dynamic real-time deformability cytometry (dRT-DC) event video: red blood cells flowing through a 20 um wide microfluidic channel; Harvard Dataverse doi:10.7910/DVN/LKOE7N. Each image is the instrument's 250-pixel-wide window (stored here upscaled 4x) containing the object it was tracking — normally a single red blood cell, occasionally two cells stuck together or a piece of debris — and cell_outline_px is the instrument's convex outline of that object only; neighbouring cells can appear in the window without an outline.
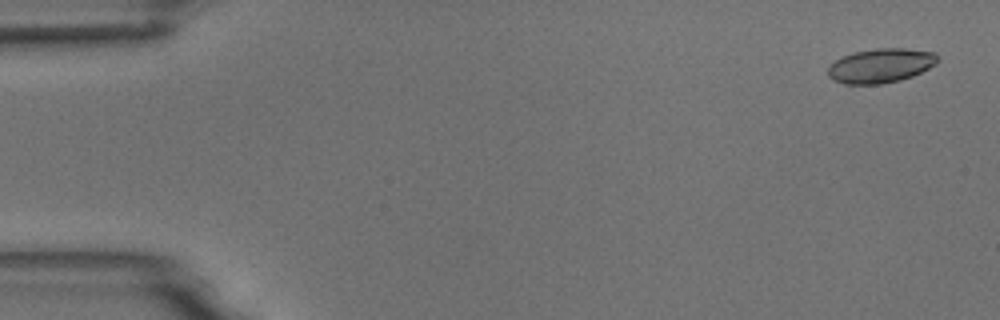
{"species": "common noctule bat (a hibernating species)", "species_latin": "Nyctalus noctula", "temperature_condition": "room temperature", "stored_images_in_passage": 4, "camera_frame_rate_fps": 3000, "um_per_image_px": 0.085, "animal": {"sex": "male", "body_mass_g": 18.8}, "frame": {"image": 1, "passage_image": 1, "time_ms": 0.0, "image_size_px": [1000, 320], "cell_outline_px": [[936, 64], [912, 76], [900, 80], [880, 84], [844, 84], [828, 76], [828, 68], [836, 60], [852, 52], [876, 48], [904, 48], [936, 52]], "centroid_in_image_um": [74.86, 5.57], "position_along_channel_um": 10.1, "area_um2": 21.73}}